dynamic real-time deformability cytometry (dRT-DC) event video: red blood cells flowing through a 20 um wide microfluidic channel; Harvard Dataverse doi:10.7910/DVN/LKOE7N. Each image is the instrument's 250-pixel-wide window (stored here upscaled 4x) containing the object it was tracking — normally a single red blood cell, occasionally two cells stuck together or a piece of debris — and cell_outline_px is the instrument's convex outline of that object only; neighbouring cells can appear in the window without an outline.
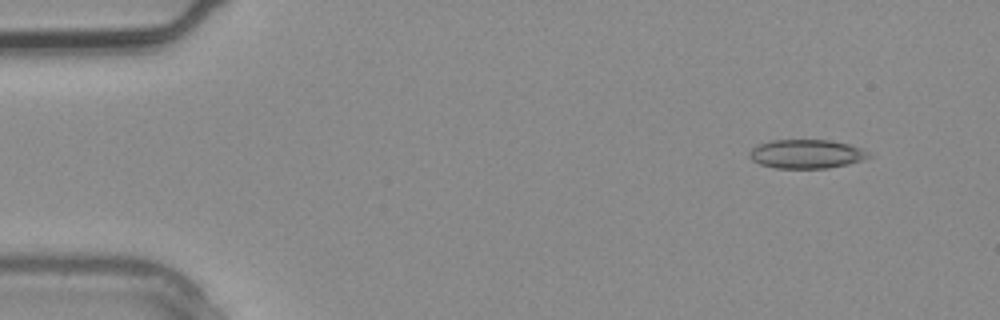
{"species": "common noctule bat (a hibernating species)", "species_latin": "Nyctalus noctula", "temperature_condition": "warm", "stored_images_in_passage": 3, "camera_frame_rate_fps": 3000, "um_per_image_px": 0.085, "animal": {"sex": "male", "body_mass_g": 20.4}, "frame": {"image": 1, "passage_image": 1, "time_ms": 0.0, "image_size_px": [1000, 320], "cell_outline_px": [[872, 156], [864, 160], [848, 164], [828, 168], [776, 168], [760, 164], [752, 160], [748, 156], [748, 152], [756, 144], [772, 140], [832, 140], [848, 144], [872, 152]], "centroid_in_image_um": [68.56, 13.08], "position_along_channel_um": 16.4, "area_um2": 20.35}}